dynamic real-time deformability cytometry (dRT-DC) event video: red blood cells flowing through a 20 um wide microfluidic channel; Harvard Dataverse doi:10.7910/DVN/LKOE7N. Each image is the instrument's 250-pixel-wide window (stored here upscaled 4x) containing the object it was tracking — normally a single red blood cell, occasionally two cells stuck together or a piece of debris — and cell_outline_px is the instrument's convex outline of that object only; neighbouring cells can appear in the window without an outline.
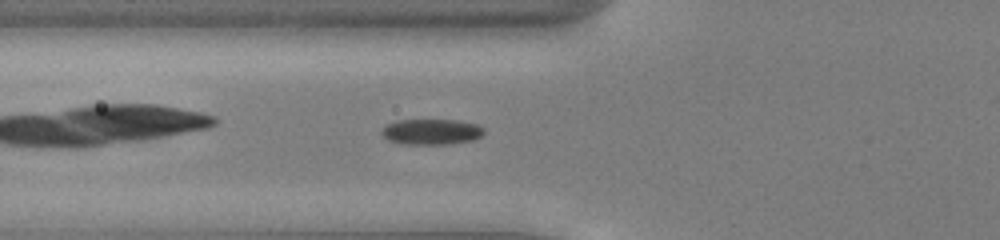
{"species": "common noctule bat (a hibernating species)", "species_latin": "Nyctalus noctula", "temperature_condition": "cold", "stored_images_in_passage": 35, "camera_frame_rate_fps": 3000, "um_per_image_px": 0.085, "animal": {"sex": "male", "body_mass_g": 13.0, "forearm_length_mm": 53.1}, "frame": {"image": 1, "passage_image": 5, "time_ms": 1.333, "image_size_px": [1000, 240], "cell_outline_px": [[484, 132], [480, 136], [472, 140], [452, 144], [404, 144], [388, 140], [380, 132], [380, 128], [388, 124], [400, 120], [456, 120], [476, 124], [484, 128]], "centroid_in_image_um": [36.65, 11.2], "position_along_channel_um": 89.1, "area_um2": 15.26}}
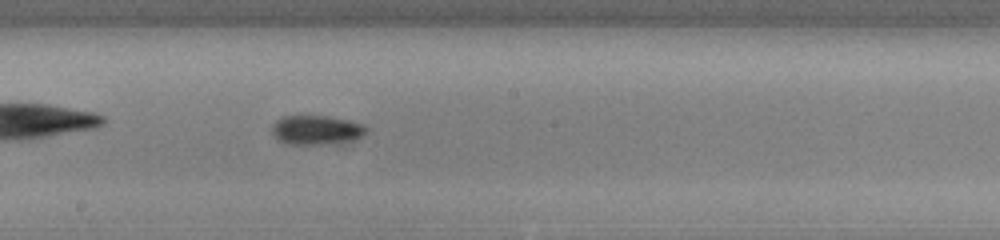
{"frame": {"image": 2, "passage_image": 15, "time_ms": 4.667, "image_size_px": [1000, 240], "cell_outline_px": [[368, 132], [364, 136], [340, 144], [288, 144], [276, 140], [272, 132], [272, 124], [276, 120], [284, 116], [324, 116], [348, 120], [364, 124], [368, 128]], "centroid_in_image_um": [26.92, 11.07], "position_along_channel_um": 221.3, "area_um2": 16.42}}
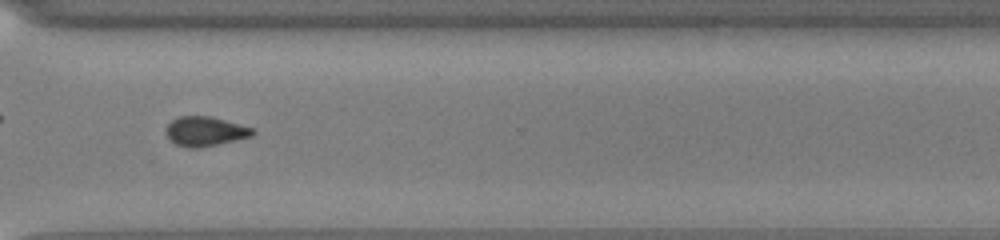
{"frame": {"image": 3, "passage_image": 25, "time_ms": 8.0, "image_size_px": [1000, 240], "cell_outline_px": [[256, 132], [252, 136], [236, 140], [200, 148], [188, 148], [176, 144], [164, 132], [164, 128], [172, 120], [180, 116], [208, 116], [224, 120], [252, 128]], "centroid_in_image_um": [17.41, 11.17], "position_along_channel_um": 353.2, "area_um2": 14.8}}